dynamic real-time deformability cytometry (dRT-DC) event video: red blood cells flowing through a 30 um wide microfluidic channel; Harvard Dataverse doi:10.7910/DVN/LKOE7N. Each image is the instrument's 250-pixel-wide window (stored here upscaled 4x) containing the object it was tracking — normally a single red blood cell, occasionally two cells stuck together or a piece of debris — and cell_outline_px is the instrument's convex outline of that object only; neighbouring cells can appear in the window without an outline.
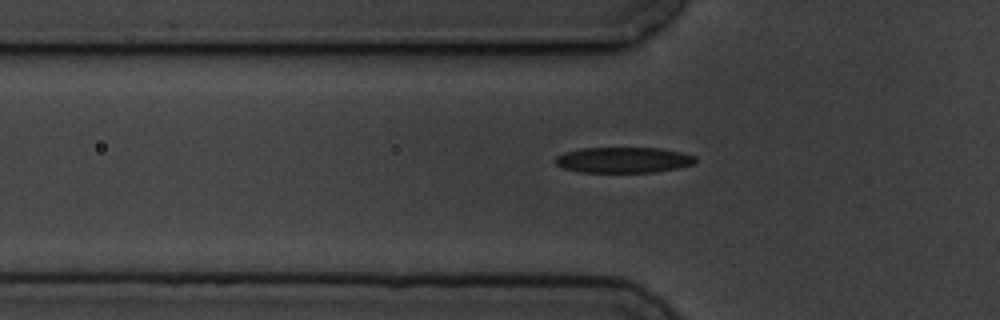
{"species": "common noctule bat (a hibernating species)", "species_latin": "Nyctalus noctula", "temperature_condition": "cold", "stored_images_in_passage": 8, "segment_of_instrument_passage": [2, 2], "camera_frame_rate_fps": 3000, "um_per_image_px": 0.085, "animal": {"sex": "male", "body_mass_g": 19.5, "forearm_length_mm": 54.6}, "frame": {"image": 1, "passage_image": 8, "time_ms": 8.333, "image_size_px": [1000, 320], "cell_outline_px": [[696, 160], [692, 164], [676, 168], [656, 172], [580, 172], [564, 168], [556, 164], [552, 160], [556, 156], [564, 152], [584, 148], [660, 148], [680, 152], [696, 156]], "centroid_in_image_um": [52.95, 13.59], "position_along_channel_um": 72.8, "area_um2": 20.92}}